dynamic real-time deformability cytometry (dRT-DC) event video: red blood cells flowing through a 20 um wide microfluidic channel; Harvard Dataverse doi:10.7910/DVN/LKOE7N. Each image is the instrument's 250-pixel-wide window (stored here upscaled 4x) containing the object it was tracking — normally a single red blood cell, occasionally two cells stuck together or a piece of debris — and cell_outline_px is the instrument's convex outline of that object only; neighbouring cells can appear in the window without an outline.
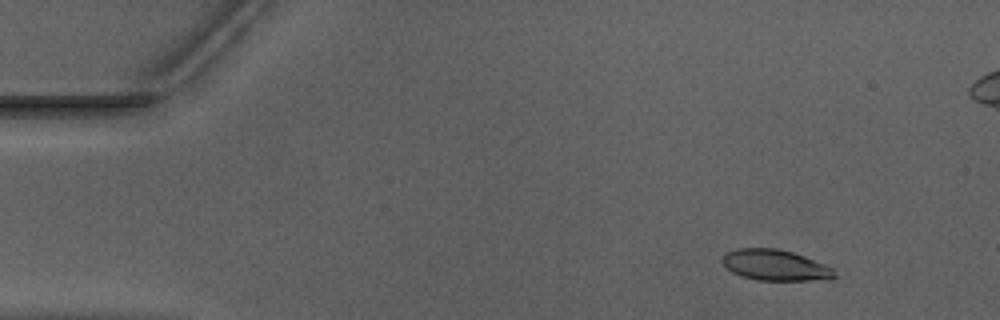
{"species": "Egyptian fruit bat (a non-hibernating species)", "species_latin": "Rousettus aegyptiacus", "temperature_condition": "warm", "stored_images_in_passage": 53, "camera_frame_rate_fps": 3000, "um_per_image_px": 0.085, "animal": {"sex": "male"}, "frame": {"image": 1, "passage_image": 6, "time_ms": 1.667, "image_size_px": [1000, 320], "cell_outline_px": [[836, 276], [832, 280], [760, 280], [744, 276], [732, 272], [720, 260], [728, 252], [736, 248], [776, 248], [792, 252], [804, 256], [824, 264], [832, 268]], "centroid_in_image_um": [65.92, 22.54], "position_along_channel_um": 19.1, "area_um2": 20.0}}
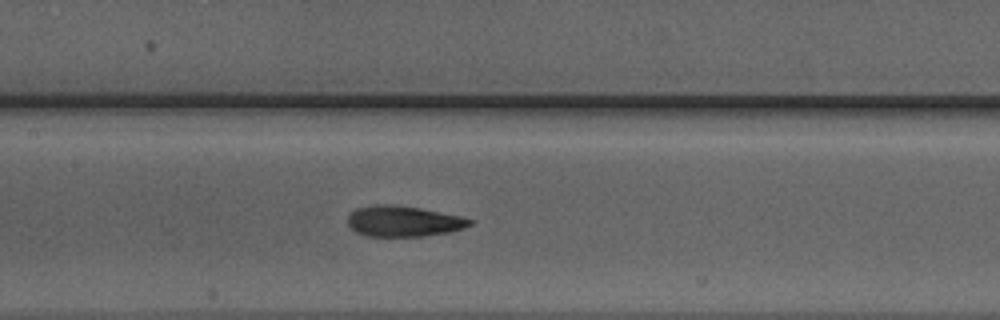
{"frame": {"image": 2, "passage_image": 25, "time_ms": 8.0, "image_size_px": [1000, 320], "cell_outline_px": [[476, 220], [472, 224], [464, 228], [448, 232], [424, 236], [368, 236], [356, 232], [348, 224], [348, 216], [356, 208], [372, 204], [396, 204], [420, 208], [460, 216]], "centroid_in_image_um": [34.3, 18.79], "position_along_channel_um": 173.1, "area_um2": 21.96}}
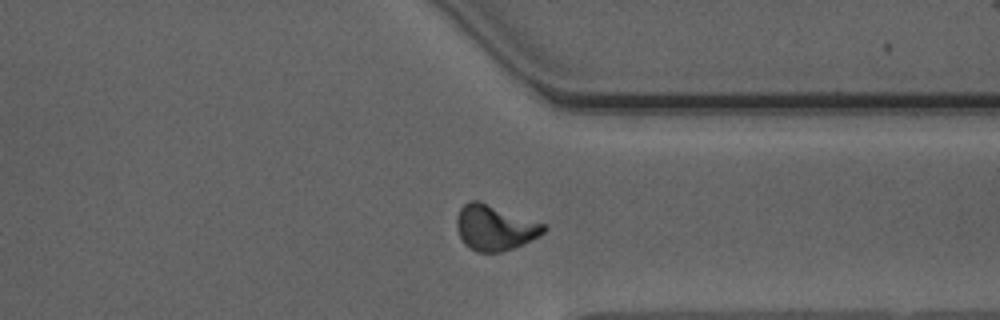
{"frame": {"image": 3, "passage_image": 40, "time_ms": 13.0, "image_size_px": [1000, 320], "cell_outline_px": [[548, 228], [540, 236], [524, 244], [500, 252], [476, 252], [464, 244], [456, 228], [456, 216], [460, 208], [468, 200], [480, 200], [544, 224]], "centroid_in_image_um": [42.03, 19.34], "position_along_channel_um": 369.4, "area_um2": 23.18}, "authors_computed_cell_mechanics": {"area_um2": 21.3282, "velocity_mm_per_s": 3.9615, "shape_relaxation_time_tau1_ms": 7.9043, "shape_relaxation_time_tau2_ms": 1.7951, "deformation_change_tau1": 0.2345, "deformation_change_tau2": 0.0835}}